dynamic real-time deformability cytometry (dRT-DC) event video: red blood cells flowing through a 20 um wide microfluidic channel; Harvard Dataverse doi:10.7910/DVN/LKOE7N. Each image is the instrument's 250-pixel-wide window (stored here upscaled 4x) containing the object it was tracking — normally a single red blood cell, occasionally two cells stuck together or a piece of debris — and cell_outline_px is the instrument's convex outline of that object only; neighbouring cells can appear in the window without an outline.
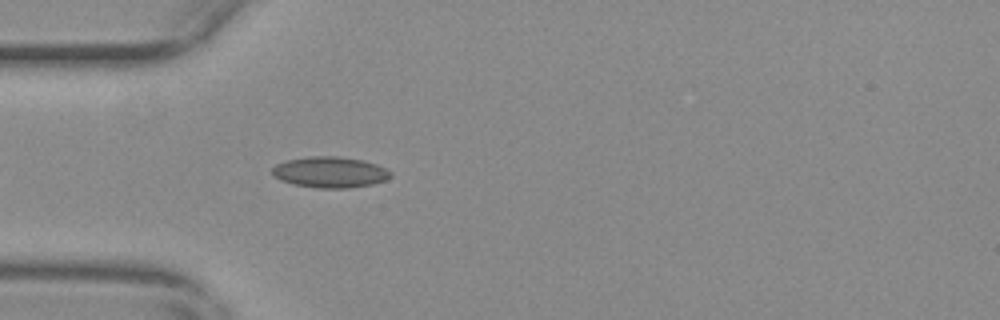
{"species": "common noctule bat (a hibernating species)", "species_latin": "Nyctalus noctula", "temperature_condition": "warm", "stored_images_in_passage": 44, "camera_frame_rate_fps": 3000, "um_per_image_px": 0.085, "animal": {"sex": "female", "body_mass_g": 29.2, "forearm_length_mm": 56.3}, "frame": {"image": 1, "passage_image": 5, "time_ms": 1.333, "image_size_px": [1000, 320], "cell_outline_px": [[392, 176], [384, 180], [372, 184], [348, 188], [316, 188], [292, 184], [280, 180], [272, 172], [272, 168], [276, 164], [288, 160], [312, 156], [336, 156], [360, 160], [376, 164], [392, 172]], "centroid_in_image_um": [28.04, 14.64], "position_along_channel_um": 57.0, "area_um2": 21.15}}
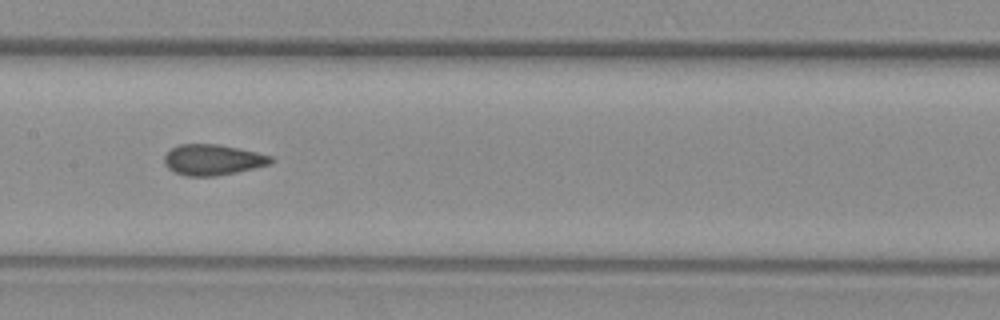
{"frame": {"image": 2, "passage_image": 16, "time_ms": 5.0, "image_size_px": [1000, 320], "cell_outline_px": [[272, 160], [268, 164], [236, 172], [216, 176], [184, 176], [172, 172], [164, 164], [164, 156], [172, 148], [180, 144], [216, 144], [256, 152], [272, 156]], "centroid_in_image_um": [18.01, 13.59], "position_along_channel_um": 189.4, "area_um2": 18.9}}
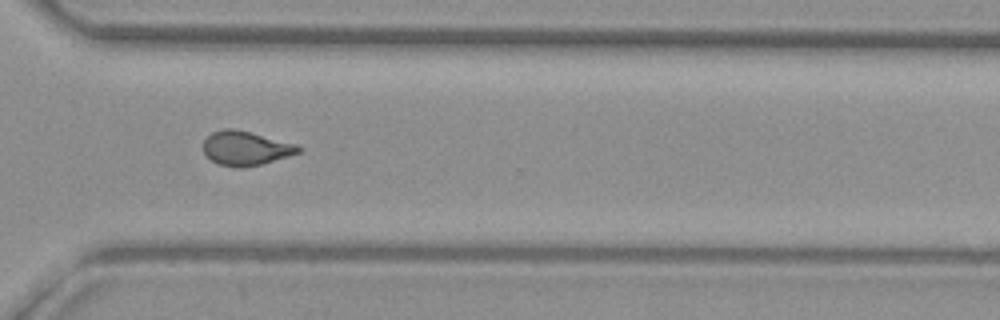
{"frame": {"image": 3, "passage_image": 29, "time_ms": 9.333, "image_size_px": [1000, 320], "cell_outline_px": [[300, 152], [264, 164], [244, 168], [236, 168], [220, 164], [212, 160], [204, 152], [204, 140], [212, 132], [224, 128], [236, 128], [296, 144], [300, 148]], "centroid_in_image_um": [20.88, 12.6], "position_along_channel_um": 349.7, "area_um2": 18.96}, "authors_computed_cell_mechanics": {"area_um2": 19.074, "velocity_mm_per_s": 3.7148, "shape_relaxation_time_tau1_ms": null, "shape_relaxation_time_tau2_ms": 1.2499, "deformation_change_tau1": null, "deformation_change_tau2": 0.061}}